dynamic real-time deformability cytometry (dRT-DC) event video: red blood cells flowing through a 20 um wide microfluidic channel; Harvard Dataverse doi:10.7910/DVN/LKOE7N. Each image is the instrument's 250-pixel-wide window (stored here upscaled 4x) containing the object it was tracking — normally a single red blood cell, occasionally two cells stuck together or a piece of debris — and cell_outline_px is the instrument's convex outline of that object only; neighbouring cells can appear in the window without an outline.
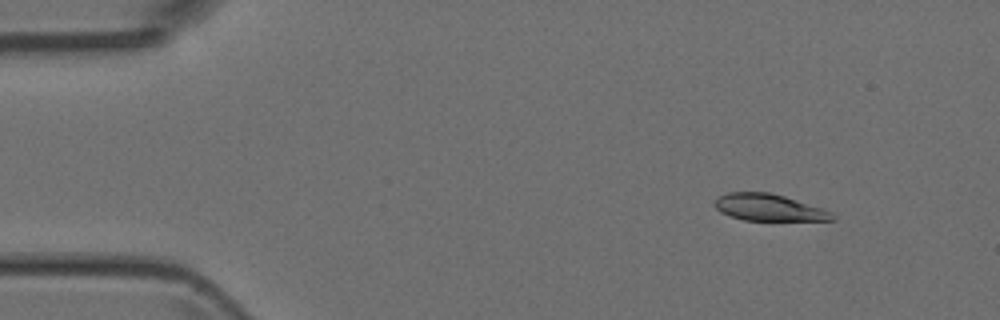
{"species": "Egyptian fruit bat (a non-hibernating species)", "species_latin": "Rousettus aegyptiacus", "temperature_condition": "room temperature", "stored_images_in_passage": 4, "camera_frame_rate_fps": 3000, "um_per_image_px": 0.085, "animal": {"sex": "female"}, "frame": {"image": 1, "passage_image": 1, "time_ms": 0.0, "image_size_px": [1000, 320], "cell_outline_px": [[836, 220], [744, 220], [720, 212], [712, 204], [720, 196], [728, 192], [768, 192], [784, 196], [824, 208], [832, 212], [836, 216]], "centroid_in_image_um": [65.38, 17.63], "position_along_channel_um": 19.6, "area_um2": 18.32}}
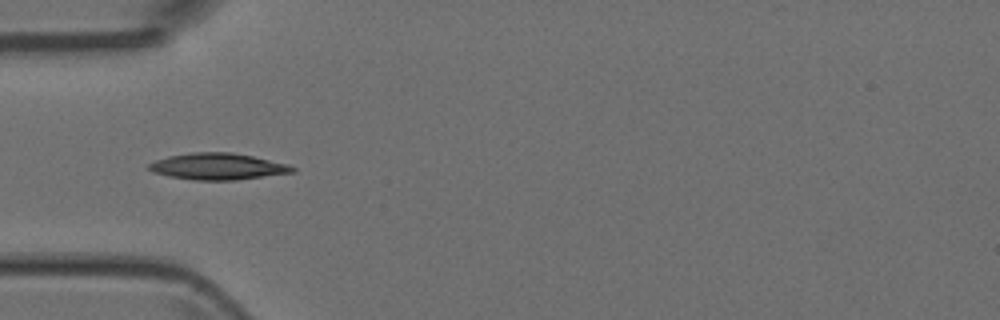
{"frame": {"image": 2, "passage_image": 4, "time_ms": 3.333, "image_size_px": [1000, 320], "cell_outline_px": [[296, 172], [236, 180], [192, 180], [168, 176], [152, 172], [148, 168], [148, 164], [156, 160], [168, 156], [192, 152], [232, 152], [252, 156], [288, 164], [296, 168]], "centroid_in_image_um": [18.51, 14.15], "position_along_channel_um": 66.5, "area_um2": 22.25}}